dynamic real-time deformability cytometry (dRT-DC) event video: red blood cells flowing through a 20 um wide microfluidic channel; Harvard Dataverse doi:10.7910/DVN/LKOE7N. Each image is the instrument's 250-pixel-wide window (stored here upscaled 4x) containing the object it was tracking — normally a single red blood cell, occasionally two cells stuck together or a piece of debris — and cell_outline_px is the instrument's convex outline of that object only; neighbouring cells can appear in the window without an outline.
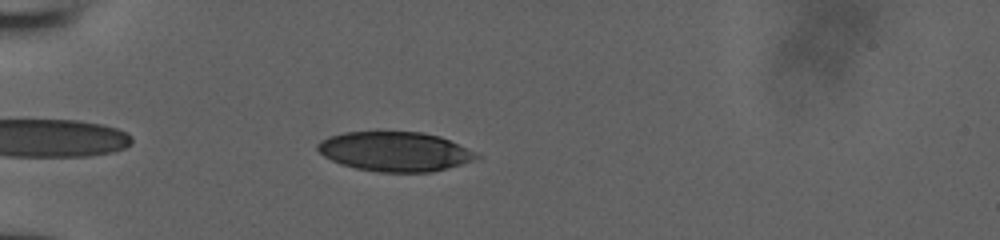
{"species": "human", "species_latin": "Homo sapiens", "temperature_condition": "room temperature", "stored_images_in_passage": 36, "camera_frame_rate_fps": 3000, "um_per_image_px": 0.085, "donor": {"sex": "male"}, "frame": {"image": 1, "passage_image": 4, "time_ms": 1.0, "image_size_px": [1000, 240], "cell_outline_px": [[480, 156], [472, 160], [460, 164], [432, 172], [376, 172], [356, 168], [340, 164], [324, 156], [316, 148], [316, 144], [320, 140], [328, 136], [344, 132], [376, 128], [424, 132], [440, 136], [476, 152]], "centroid_in_image_um": [33.49, 12.82], "position_along_channel_um": 51.5, "area_um2": 37.69}}
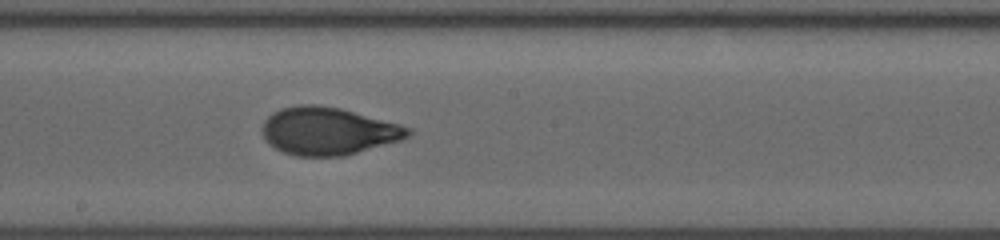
{"frame": {"image": 2, "passage_image": 18, "time_ms": 5.667, "image_size_px": [1000, 240], "cell_outline_px": [[412, 132], [408, 136], [400, 140], [344, 156], [296, 156], [284, 152], [276, 148], [264, 140], [264, 120], [272, 112], [280, 108], [300, 104], [316, 104], [340, 108], [400, 124], [412, 128]], "centroid_in_image_um": [27.89, 11.13], "position_along_channel_um": 220.3, "area_um2": 40.34}}
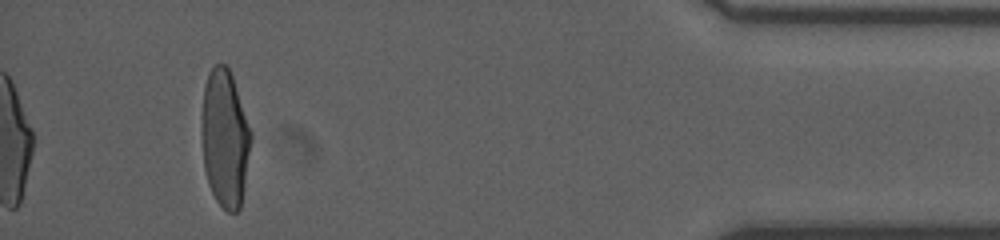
{"frame": {"image": 3, "passage_image": 36, "time_ms": 11.667, "image_size_px": [1000, 240], "cell_outline_px": [[252, 140], [240, 208], [236, 212], [228, 212], [216, 200], [208, 184], [204, 168], [200, 132], [200, 128], [204, 88], [208, 72], [216, 64], [224, 64], [228, 68], [232, 76], [252, 132]], "centroid_in_image_um": [19.1, 11.76], "position_along_channel_um": 416.1, "area_um2": 39.71}}